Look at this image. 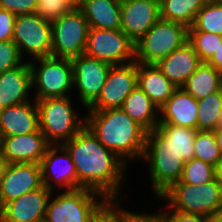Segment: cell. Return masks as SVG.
Wrapping results in <instances>:
<instances>
[{"instance_id":"1","label":"cell","mask_w":222,"mask_h":222,"mask_svg":"<svg viewBox=\"0 0 222 222\" xmlns=\"http://www.w3.org/2000/svg\"><path fill=\"white\" fill-rule=\"evenodd\" d=\"M75 165L78 189L88 188L104 195L109 201H119L127 164L104 147L85 125L73 138L62 144Z\"/></svg>"},{"instance_id":"2","label":"cell","mask_w":222,"mask_h":222,"mask_svg":"<svg viewBox=\"0 0 222 222\" xmlns=\"http://www.w3.org/2000/svg\"><path fill=\"white\" fill-rule=\"evenodd\" d=\"M87 111L86 126L104 147L125 163L126 159L142 160L147 131L122 108Z\"/></svg>"},{"instance_id":"3","label":"cell","mask_w":222,"mask_h":222,"mask_svg":"<svg viewBox=\"0 0 222 222\" xmlns=\"http://www.w3.org/2000/svg\"><path fill=\"white\" fill-rule=\"evenodd\" d=\"M142 159L149 163L152 190L157 198L182 176L185 162L157 127L147 132Z\"/></svg>"},{"instance_id":"4","label":"cell","mask_w":222,"mask_h":222,"mask_svg":"<svg viewBox=\"0 0 222 222\" xmlns=\"http://www.w3.org/2000/svg\"><path fill=\"white\" fill-rule=\"evenodd\" d=\"M158 198L169 201L168 210L199 214L213 220L222 206V184L216 178L201 185L174 183Z\"/></svg>"},{"instance_id":"5","label":"cell","mask_w":222,"mask_h":222,"mask_svg":"<svg viewBox=\"0 0 222 222\" xmlns=\"http://www.w3.org/2000/svg\"><path fill=\"white\" fill-rule=\"evenodd\" d=\"M70 97L35 100L39 111V130L51 145H62L73 138L85 125L86 118H79Z\"/></svg>"},{"instance_id":"6","label":"cell","mask_w":222,"mask_h":222,"mask_svg":"<svg viewBox=\"0 0 222 222\" xmlns=\"http://www.w3.org/2000/svg\"><path fill=\"white\" fill-rule=\"evenodd\" d=\"M109 202L104 195L88 188L65 190L49 199L44 222H93Z\"/></svg>"},{"instance_id":"7","label":"cell","mask_w":222,"mask_h":222,"mask_svg":"<svg viewBox=\"0 0 222 222\" xmlns=\"http://www.w3.org/2000/svg\"><path fill=\"white\" fill-rule=\"evenodd\" d=\"M188 41V28L178 22L159 19L135 43V61L156 64Z\"/></svg>"},{"instance_id":"8","label":"cell","mask_w":222,"mask_h":222,"mask_svg":"<svg viewBox=\"0 0 222 222\" xmlns=\"http://www.w3.org/2000/svg\"><path fill=\"white\" fill-rule=\"evenodd\" d=\"M30 68L32 86L36 87L35 90L37 91L35 92V100L70 96L67 93L73 89V64L71 59L53 56L32 59Z\"/></svg>"},{"instance_id":"9","label":"cell","mask_w":222,"mask_h":222,"mask_svg":"<svg viewBox=\"0 0 222 222\" xmlns=\"http://www.w3.org/2000/svg\"><path fill=\"white\" fill-rule=\"evenodd\" d=\"M51 23V56L73 59L84 54L90 26L78 7Z\"/></svg>"},{"instance_id":"10","label":"cell","mask_w":222,"mask_h":222,"mask_svg":"<svg viewBox=\"0 0 222 222\" xmlns=\"http://www.w3.org/2000/svg\"><path fill=\"white\" fill-rule=\"evenodd\" d=\"M84 54L111 65L135 61V43L121 29L90 28Z\"/></svg>"},{"instance_id":"11","label":"cell","mask_w":222,"mask_h":222,"mask_svg":"<svg viewBox=\"0 0 222 222\" xmlns=\"http://www.w3.org/2000/svg\"><path fill=\"white\" fill-rule=\"evenodd\" d=\"M12 40L21 57L30 54L32 59L50 57L52 51V23L36 13L16 16Z\"/></svg>"},{"instance_id":"12","label":"cell","mask_w":222,"mask_h":222,"mask_svg":"<svg viewBox=\"0 0 222 222\" xmlns=\"http://www.w3.org/2000/svg\"><path fill=\"white\" fill-rule=\"evenodd\" d=\"M138 63L111 65L99 97L87 110L121 108L126 97L137 87Z\"/></svg>"},{"instance_id":"13","label":"cell","mask_w":222,"mask_h":222,"mask_svg":"<svg viewBox=\"0 0 222 222\" xmlns=\"http://www.w3.org/2000/svg\"><path fill=\"white\" fill-rule=\"evenodd\" d=\"M71 61L73 87L77 88L80 102L87 109L99 97L111 64L85 54H81Z\"/></svg>"},{"instance_id":"14","label":"cell","mask_w":222,"mask_h":222,"mask_svg":"<svg viewBox=\"0 0 222 222\" xmlns=\"http://www.w3.org/2000/svg\"><path fill=\"white\" fill-rule=\"evenodd\" d=\"M60 152L61 156L58 155ZM40 166L43 185L51 191H54L55 185L65 190L78 189L75 165L63 145H50L41 159Z\"/></svg>"},{"instance_id":"15","label":"cell","mask_w":222,"mask_h":222,"mask_svg":"<svg viewBox=\"0 0 222 222\" xmlns=\"http://www.w3.org/2000/svg\"><path fill=\"white\" fill-rule=\"evenodd\" d=\"M43 186L38 163H11L0 180V209L8 202Z\"/></svg>"},{"instance_id":"16","label":"cell","mask_w":222,"mask_h":222,"mask_svg":"<svg viewBox=\"0 0 222 222\" xmlns=\"http://www.w3.org/2000/svg\"><path fill=\"white\" fill-rule=\"evenodd\" d=\"M160 18V0H121L120 29L134 43Z\"/></svg>"},{"instance_id":"17","label":"cell","mask_w":222,"mask_h":222,"mask_svg":"<svg viewBox=\"0 0 222 222\" xmlns=\"http://www.w3.org/2000/svg\"><path fill=\"white\" fill-rule=\"evenodd\" d=\"M52 193L45 185L6 203L0 214L3 222H44Z\"/></svg>"},{"instance_id":"18","label":"cell","mask_w":222,"mask_h":222,"mask_svg":"<svg viewBox=\"0 0 222 222\" xmlns=\"http://www.w3.org/2000/svg\"><path fill=\"white\" fill-rule=\"evenodd\" d=\"M50 145L40 130L23 135L0 137V152L9 164H40Z\"/></svg>"},{"instance_id":"19","label":"cell","mask_w":222,"mask_h":222,"mask_svg":"<svg viewBox=\"0 0 222 222\" xmlns=\"http://www.w3.org/2000/svg\"><path fill=\"white\" fill-rule=\"evenodd\" d=\"M32 86L30 61L0 74V109L29 102Z\"/></svg>"},{"instance_id":"20","label":"cell","mask_w":222,"mask_h":222,"mask_svg":"<svg viewBox=\"0 0 222 222\" xmlns=\"http://www.w3.org/2000/svg\"><path fill=\"white\" fill-rule=\"evenodd\" d=\"M197 106L198 100L182 88H177L159 107V123L198 130Z\"/></svg>"},{"instance_id":"21","label":"cell","mask_w":222,"mask_h":222,"mask_svg":"<svg viewBox=\"0 0 222 222\" xmlns=\"http://www.w3.org/2000/svg\"><path fill=\"white\" fill-rule=\"evenodd\" d=\"M39 111L35 99L0 109V137H10L37 132Z\"/></svg>"},{"instance_id":"22","label":"cell","mask_w":222,"mask_h":222,"mask_svg":"<svg viewBox=\"0 0 222 222\" xmlns=\"http://www.w3.org/2000/svg\"><path fill=\"white\" fill-rule=\"evenodd\" d=\"M201 63L198 54L187 41L155 65L175 86L181 88Z\"/></svg>"},{"instance_id":"23","label":"cell","mask_w":222,"mask_h":222,"mask_svg":"<svg viewBox=\"0 0 222 222\" xmlns=\"http://www.w3.org/2000/svg\"><path fill=\"white\" fill-rule=\"evenodd\" d=\"M78 8L84 14L90 28H121V0H79Z\"/></svg>"},{"instance_id":"24","label":"cell","mask_w":222,"mask_h":222,"mask_svg":"<svg viewBox=\"0 0 222 222\" xmlns=\"http://www.w3.org/2000/svg\"><path fill=\"white\" fill-rule=\"evenodd\" d=\"M139 88L158 106H162L178 88L155 64L138 63Z\"/></svg>"},{"instance_id":"25","label":"cell","mask_w":222,"mask_h":222,"mask_svg":"<svg viewBox=\"0 0 222 222\" xmlns=\"http://www.w3.org/2000/svg\"><path fill=\"white\" fill-rule=\"evenodd\" d=\"M121 108L147 132L156 128L159 123V107L138 85L126 97Z\"/></svg>"},{"instance_id":"26","label":"cell","mask_w":222,"mask_h":222,"mask_svg":"<svg viewBox=\"0 0 222 222\" xmlns=\"http://www.w3.org/2000/svg\"><path fill=\"white\" fill-rule=\"evenodd\" d=\"M181 88L196 100L222 90V72L202 62Z\"/></svg>"},{"instance_id":"27","label":"cell","mask_w":222,"mask_h":222,"mask_svg":"<svg viewBox=\"0 0 222 222\" xmlns=\"http://www.w3.org/2000/svg\"><path fill=\"white\" fill-rule=\"evenodd\" d=\"M207 0H160V17L190 28Z\"/></svg>"},{"instance_id":"28","label":"cell","mask_w":222,"mask_h":222,"mask_svg":"<svg viewBox=\"0 0 222 222\" xmlns=\"http://www.w3.org/2000/svg\"><path fill=\"white\" fill-rule=\"evenodd\" d=\"M157 128L169 139L184 162L194 158V140L197 130L164 123H158Z\"/></svg>"},{"instance_id":"29","label":"cell","mask_w":222,"mask_h":222,"mask_svg":"<svg viewBox=\"0 0 222 222\" xmlns=\"http://www.w3.org/2000/svg\"><path fill=\"white\" fill-rule=\"evenodd\" d=\"M222 113V90L198 100V130L213 131L217 129Z\"/></svg>"},{"instance_id":"30","label":"cell","mask_w":222,"mask_h":222,"mask_svg":"<svg viewBox=\"0 0 222 222\" xmlns=\"http://www.w3.org/2000/svg\"><path fill=\"white\" fill-rule=\"evenodd\" d=\"M188 31H203L222 35V4L207 2L196 14Z\"/></svg>"},{"instance_id":"31","label":"cell","mask_w":222,"mask_h":222,"mask_svg":"<svg viewBox=\"0 0 222 222\" xmlns=\"http://www.w3.org/2000/svg\"><path fill=\"white\" fill-rule=\"evenodd\" d=\"M215 179V167L200 159L185 162L180 180L176 183L201 185Z\"/></svg>"},{"instance_id":"32","label":"cell","mask_w":222,"mask_h":222,"mask_svg":"<svg viewBox=\"0 0 222 222\" xmlns=\"http://www.w3.org/2000/svg\"><path fill=\"white\" fill-rule=\"evenodd\" d=\"M194 158L213 166L222 158L213 131L197 130L194 140Z\"/></svg>"},{"instance_id":"33","label":"cell","mask_w":222,"mask_h":222,"mask_svg":"<svg viewBox=\"0 0 222 222\" xmlns=\"http://www.w3.org/2000/svg\"><path fill=\"white\" fill-rule=\"evenodd\" d=\"M188 42L198 54L200 61L207 62L222 43V35L203 31H188Z\"/></svg>"},{"instance_id":"34","label":"cell","mask_w":222,"mask_h":222,"mask_svg":"<svg viewBox=\"0 0 222 222\" xmlns=\"http://www.w3.org/2000/svg\"><path fill=\"white\" fill-rule=\"evenodd\" d=\"M78 7L77 0H39L36 14L43 19L54 21L74 11Z\"/></svg>"},{"instance_id":"35","label":"cell","mask_w":222,"mask_h":222,"mask_svg":"<svg viewBox=\"0 0 222 222\" xmlns=\"http://www.w3.org/2000/svg\"><path fill=\"white\" fill-rule=\"evenodd\" d=\"M24 59L13 40L0 41V74L19 66Z\"/></svg>"},{"instance_id":"36","label":"cell","mask_w":222,"mask_h":222,"mask_svg":"<svg viewBox=\"0 0 222 222\" xmlns=\"http://www.w3.org/2000/svg\"><path fill=\"white\" fill-rule=\"evenodd\" d=\"M37 0H0V8L16 16L36 13Z\"/></svg>"},{"instance_id":"37","label":"cell","mask_w":222,"mask_h":222,"mask_svg":"<svg viewBox=\"0 0 222 222\" xmlns=\"http://www.w3.org/2000/svg\"><path fill=\"white\" fill-rule=\"evenodd\" d=\"M119 201H110L95 217L93 222H125V209Z\"/></svg>"},{"instance_id":"38","label":"cell","mask_w":222,"mask_h":222,"mask_svg":"<svg viewBox=\"0 0 222 222\" xmlns=\"http://www.w3.org/2000/svg\"><path fill=\"white\" fill-rule=\"evenodd\" d=\"M161 222H212V219L199 214L167 210L161 212Z\"/></svg>"},{"instance_id":"39","label":"cell","mask_w":222,"mask_h":222,"mask_svg":"<svg viewBox=\"0 0 222 222\" xmlns=\"http://www.w3.org/2000/svg\"><path fill=\"white\" fill-rule=\"evenodd\" d=\"M16 15L0 8V41L12 40Z\"/></svg>"},{"instance_id":"40","label":"cell","mask_w":222,"mask_h":222,"mask_svg":"<svg viewBox=\"0 0 222 222\" xmlns=\"http://www.w3.org/2000/svg\"><path fill=\"white\" fill-rule=\"evenodd\" d=\"M125 222H161V211L148 215L126 210Z\"/></svg>"},{"instance_id":"41","label":"cell","mask_w":222,"mask_h":222,"mask_svg":"<svg viewBox=\"0 0 222 222\" xmlns=\"http://www.w3.org/2000/svg\"><path fill=\"white\" fill-rule=\"evenodd\" d=\"M206 63L214 67L216 70L222 72V43L219 45L217 51Z\"/></svg>"},{"instance_id":"42","label":"cell","mask_w":222,"mask_h":222,"mask_svg":"<svg viewBox=\"0 0 222 222\" xmlns=\"http://www.w3.org/2000/svg\"><path fill=\"white\" fill-rule=\"evenodd\" d=\"M8 164L9 163H8L7 159L0 152V180L3 177V175L5 174Z\"/></svg>"},{"instance_id":"43","label":"cell","mask_w":222,"mask_h":222,"mask_svg":"<svg viewBox=\"0 0 222 222\" xmlns=\"http://www.w3.org/2000/svg\"><path fill=\"white\" fill-rule=\"evenodd\" d=\"M213 132H214V136L216 139V143L219 147V151L222 155V129L217 128V129L213 130Z\"/></svg>"},{"instance_id":"44","label":"cell","mask_w":222,"mask_h":222,"mask_svg":"<svg viewBox=\"0 0 222 222\" xmlns=\"http://www.w3.org/2000/svg\"><path fill=\"white\" fill-rule=\"evenodd\" d=\"M215 167V178L222 184V158L218 161Z\"/></svg>"},{"instance_id":"45","label":"cell","mask_w":222,"mask_h":222,"mask_svg":"<svg viewBox=\"0 0 222 222\" xmlns=\"http://www.w3.org/2000/svg\"><path fill=\"white\" fill-rule=\"evenodd\" d=\"M212 222H222V206L217 211V213L214 216Z\"/></svg>"},{"instance_id":"46","label":"cell","mask_w":222,"mask_h":222,"mask_svg":"<svg viewBox=\"0 0 222 222\" xmlns=\"http://www.w3.org/2000/svg\"><path fill=\"white\" fill-rule=\"evenodd\" d=\"M217 128L222 129V113L220 115L219 122L217 124Z\"/></svg>"},{"instance_id":"47","label":"cell","mask_w":222,"mask_h":222,"mask_svg":"<svg viewBox=\"0 0 222 222\" xmlns=\"http://www.w3.org/2000/svg\"><path fill=\"white\" fill-rule=\"evenodd\" d=\"M207 2L222 4V0H207Z\"/></svg>"}]
</instances>
